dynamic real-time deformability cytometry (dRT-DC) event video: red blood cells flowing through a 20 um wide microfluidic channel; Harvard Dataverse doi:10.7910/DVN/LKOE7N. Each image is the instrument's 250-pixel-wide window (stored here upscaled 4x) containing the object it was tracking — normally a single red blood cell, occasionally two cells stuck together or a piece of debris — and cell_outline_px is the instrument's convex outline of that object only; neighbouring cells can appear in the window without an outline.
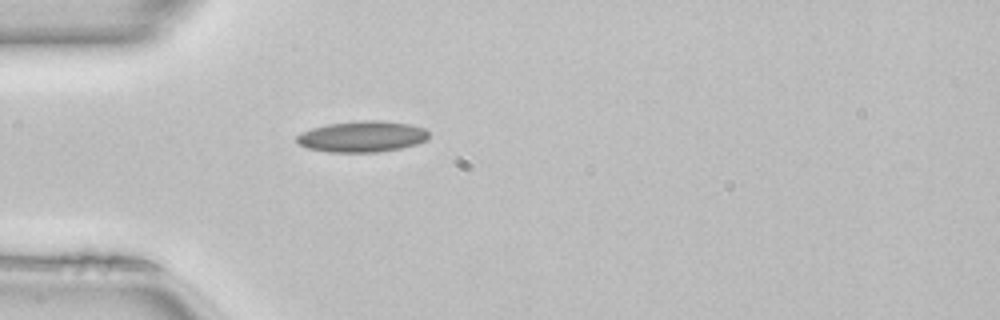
{"species": "common noctule bat (a hibernating species)", "species_latin": "Nyctalus noctula", "temperature_condition": "room temperature", "stored_images_in_passage": 36, "camera_frame_rate_fps": 3000, "um_per_image_px": 0.085, "animal": {"sex": "female", "body_mass_g": 22.7, "forearm_length_mm": 54.2}, "frame": {"image": 1, "passage_image": 1, "time_ms": 0.0, "image_size_px": [1000, 320], "cell_outline_px": [[428, 140], [416, 144], [400, 148], [376, 152], [328, 152], [308, 148], [300, 144], [296, 140], [296, 136], [312, 128], [328, 124], [356, 120], [384, 120], [412, 124], [424, 128], [428, 132]], "centroid_in_image_um": [30.82, 11.59], "position_along_channel_um": 54.2, "area_um2": 23.99}}
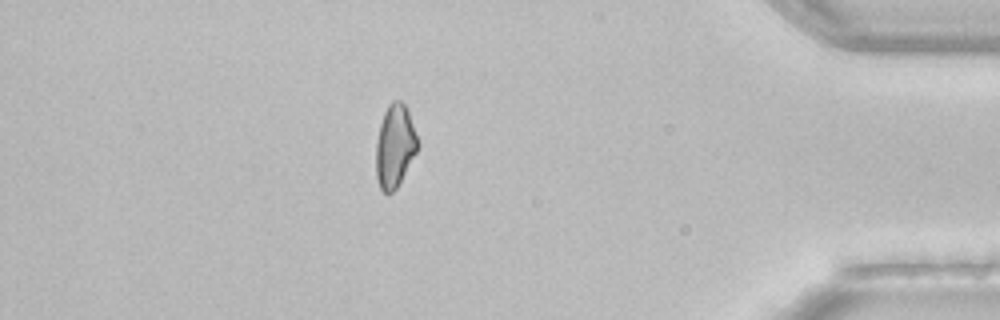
{"frame": {"image": 2, "passage_image": 30, "time_ms": 9.667, "image_size_px": [1000, 320], "cell_outline_px": [[420, 144], [416, 152], [396, 188], [392, 192], [384, 192], [380, 188], [376, 176], [376, 140], [380, 124], [384, 112], [388, 104], [392, 100], [400, 100], [404, 104], [408, 112]], "centroid_in_image_um": [33.55, 12.39], "position_along_channel_um": 401.7, "area_um2": 19.94}, "authors_computed_cell_mechanics": {"area_um2": 20.6057, "velocity_mm_per_s": 4.0998, "shape_relaxation_time_tau1_ms": null, "shape_relaxation_time_tau2_ms": 11.0555, "deformation_change_tau1": null, "deformation_change_tau2": 0.2306}}